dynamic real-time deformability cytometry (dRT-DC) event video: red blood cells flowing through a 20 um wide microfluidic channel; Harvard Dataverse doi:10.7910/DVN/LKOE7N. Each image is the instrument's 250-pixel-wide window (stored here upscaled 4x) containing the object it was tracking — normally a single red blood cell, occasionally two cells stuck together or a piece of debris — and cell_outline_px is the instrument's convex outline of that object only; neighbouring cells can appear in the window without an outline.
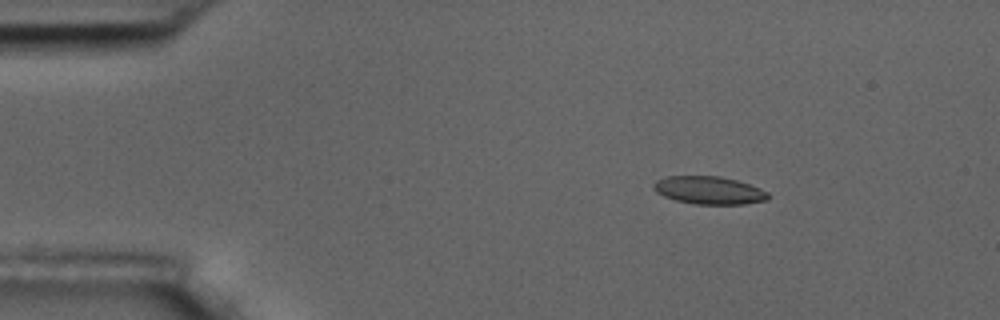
{"species": "common noctule bat (a hibernating species)", "species_latin": "Nyctalus noctula", "temperature_condition": "room temperature", "stored_images_in_passage": 49, "camera_frame_rate_fps": 3000, "um_per_image_px": 0.085, "animal": {"sex": "male", "body_mass_g": 17.5, "forearm_length_mm": 52.3}, "frame": {"image": 1, "passage_image": 2, "time_ms": 0.333, "image_size_px": [1000, 320], "cell_outline_px": [[768, 200], [744, 204], [696, 204], [676, 200], [664, 196], [656, 192], [652, 188], [652, 184], [656, 180], [664, 176], [720, 176], [736, 180], [760, 188], [768, 192]], "centroid_in_image_um": [60.24, 16.17], "position_along_channel_um": 24.8, "area_um2": 18.61}}
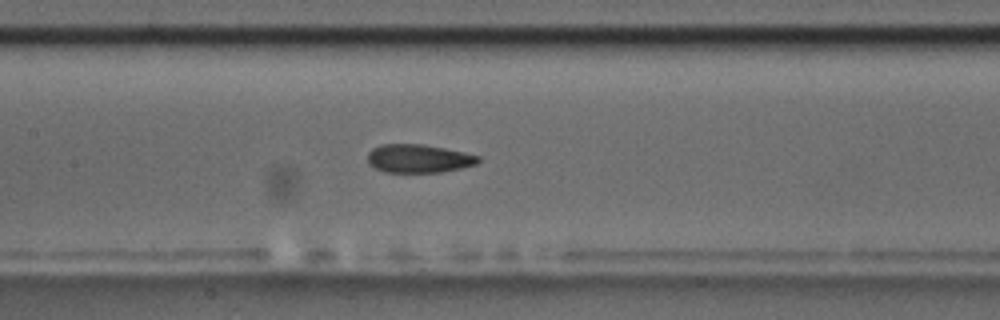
{"frame": {"image": 2, "passage_image": 20, "time_ms": 6.333, "image_size_px": [1000, 320], "cell_outline_px": [[480, 160], [476, 164], [444, 172], [384, 172], [368, 164], [368, 152], [372, 148], [380, 144], [424, 144], [464, 152], [480, 156]], "centroid_in_image_um": [35.57, 13.47], "position_along_channel_um": 171.8, "area_um2": 18.38}}
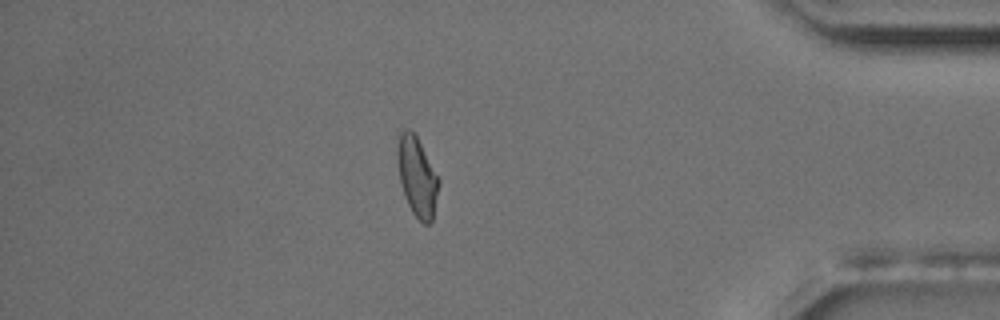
{"frame": {"image": 3, "passage_image": 42, "time_ms": 13.667, "image_size_px": [1000, 320], "cell_outline_px": [[440, 180], [432, 220], [428, 224], [424, 224], [412, 212], [404, 196], [400, 184], [396, 156], [396, 148], [400, 132], [404, 128], [408, 128], [416, 136]], "centroid_in_image_um": [35.42, 15.0], "position_along_channel_um": 399.8, "area_um2": 19.02}, "authors_computed_cell_mechanics": {"area_um2": 18.9584, "velocity_mm_per_s": 3.6101, "shape_relaxation_time_tau1_ms": null, "shape_relaxation_time_tau2_ms": 1.7397, "deformation_change_tau1": null, "deformation_change_tau2": 0.0797}}